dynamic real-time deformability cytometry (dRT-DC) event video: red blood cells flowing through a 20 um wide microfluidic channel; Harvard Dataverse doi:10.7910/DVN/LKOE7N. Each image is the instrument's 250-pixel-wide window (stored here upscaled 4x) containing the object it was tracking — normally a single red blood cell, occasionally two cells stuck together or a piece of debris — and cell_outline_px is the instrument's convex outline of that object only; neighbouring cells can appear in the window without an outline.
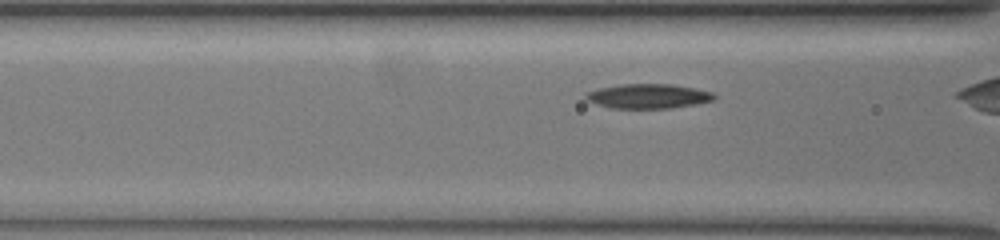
{"species": "common noctule bat (a hibernating species)", "species_latin": "Nyctalus noctula", "temperature_condition": "warm", "stored_images_in_passage": 29, "camera_frame_rate_fps": 3000, "um_per_image_px": 0.085, "animal": {"sex": "female", "body_mass_g": 19.5, "forearm_length_mm": 54.1}, "frame": {"image": 1, "passage_image": 8, "time_ms": 2.333, "image_size_px": [1000, 240], "cell_outline_px": [[716, 96], [712, 100], [696, 104], [672, 108], [612, 108], [596, 104], [584, 100], [584, 96], [588, 92], [600, 88], [620, 84], [672, 84], [712, 92]], "centroid_in_image_um": [55.06, 8.18], "position_along_channel_um": 111.5, "area_um2": 18.26}}
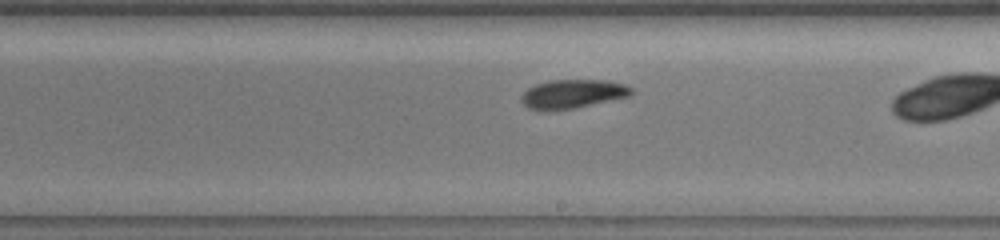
{"frame": {"image": 2, "passage_image": 18, "time_ms": 5.667, "image_size_px": [1000, 240], "cell_outline_px": [[632, 92], [628, 96], [572, 108], [544, 112], [540, 112], [528, 108], [520, 100], [520, 96], [528, 88], [536, 84], [548, 80], [604, 80], [624, 84], [632, 88]], "centroid_in_image_um": [48.58, 7.99], "position_along_channel_um": 240.4, "area_um2": 18.44}}
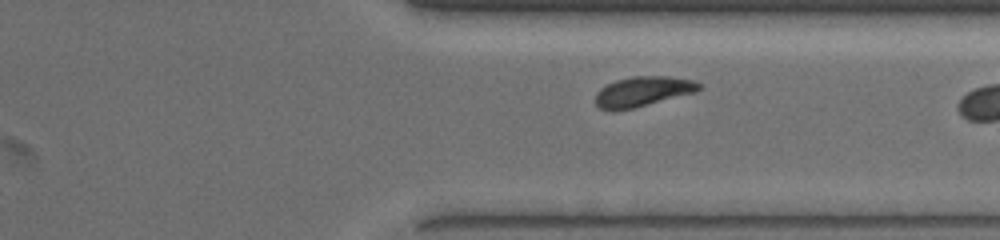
{"frame": {"image": 3, "passage_image": 27, "time_ms": 8.667, "image_size_px": [1000, 240], "cell_outline_px": [[700, 88], [696, 92], [632, 108], [600, 108], [596, 104], [596, 92], [600, 88], [616, 80], [632, 76], [668, 76], [696, 80], [700, 84]], "centroid_in_image_um": [54.69, 7.73], "position_along_channel_um": 356.7, "area_um2": 17.63}}